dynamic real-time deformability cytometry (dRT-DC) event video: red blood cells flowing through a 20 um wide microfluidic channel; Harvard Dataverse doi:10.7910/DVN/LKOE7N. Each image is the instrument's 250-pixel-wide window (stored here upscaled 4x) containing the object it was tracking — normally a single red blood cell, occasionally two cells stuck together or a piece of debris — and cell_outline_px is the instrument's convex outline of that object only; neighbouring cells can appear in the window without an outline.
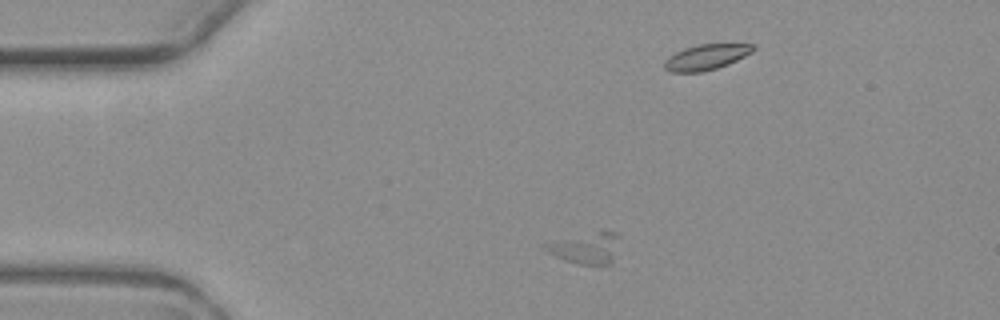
{"species": "common noctule bat (a hibernating species)", "species_latin": "Nyctalus noctula", "temperature_condition": "warm", "stored_images_in_passage": 10, "camera_frame_rate_fps": 3000, "um_per_image_px": 0.085, "animal": {"sex": "female", "body_mass_g": 19.3, "forearm_length_mm": 54.1}, "frame": {"image": 1, "passage_image": 2, "time_ms": 1.0, "image_size_px": [1000, 320], "cell_outline_px": [[616, 236], [612, 264], [576, 264], [564, 260], [548, 252], [540, 244], [600, 232], [616, 232]], "centroid_in_image_um": [49.72, 21.13], "position_along_channel_um": 35.3, "area_um2": 12.54}}
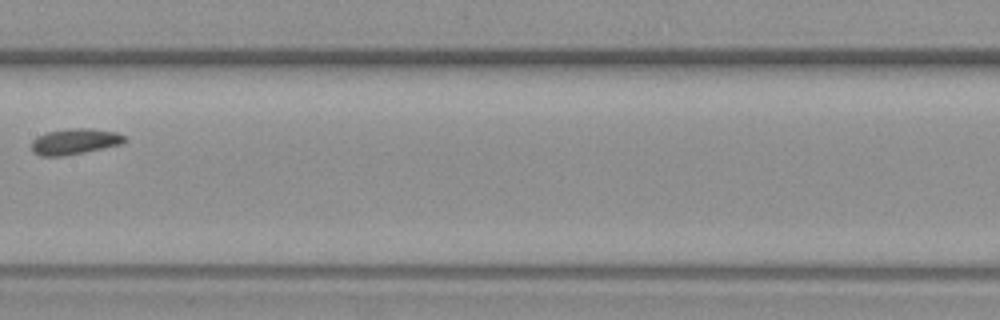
{"frame": {"image": 2, "passage_image": 7, "time_ms": 8.0, "image_size_px": [1000, 320], "cell_outline_px": [[128, 140], [120, 144], [84, 152], [64, 156], [40, 156], [32, 152], [32, 140], [48, 132], [68, 128], [92, 128], [116, 132], [124, 136]], "centroid_in_image_um": [6.35, 12.02], "position_along_channel_um": 201.0, "area_um2": 13.93}}
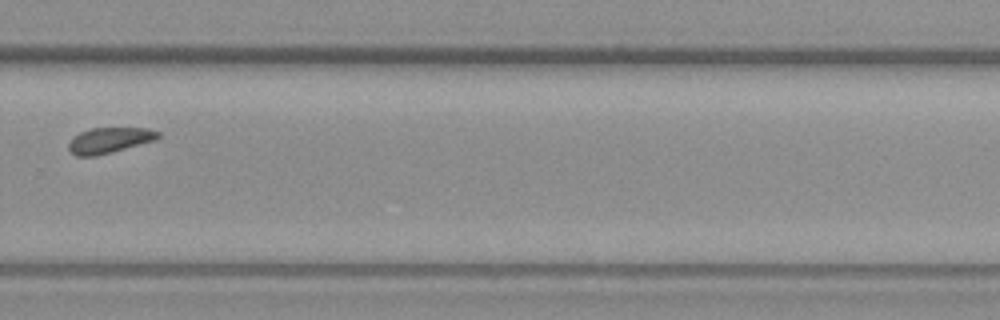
{"frame": {"image": 3, "passage_image": 10, "time_ms": 11.333, "image_size_px": [1000, 320], "cell_outline_px": [[160, 136], [156, 140], [96, 156], [76, 156], [68, 148], [68, 144], [80, 132], [92, 128], [148, 128], [160, 132]], "centroid_in_image_um": [9.33, 11.92], "position_along_channel_um": 320.5, "area_um2": 13.18}}